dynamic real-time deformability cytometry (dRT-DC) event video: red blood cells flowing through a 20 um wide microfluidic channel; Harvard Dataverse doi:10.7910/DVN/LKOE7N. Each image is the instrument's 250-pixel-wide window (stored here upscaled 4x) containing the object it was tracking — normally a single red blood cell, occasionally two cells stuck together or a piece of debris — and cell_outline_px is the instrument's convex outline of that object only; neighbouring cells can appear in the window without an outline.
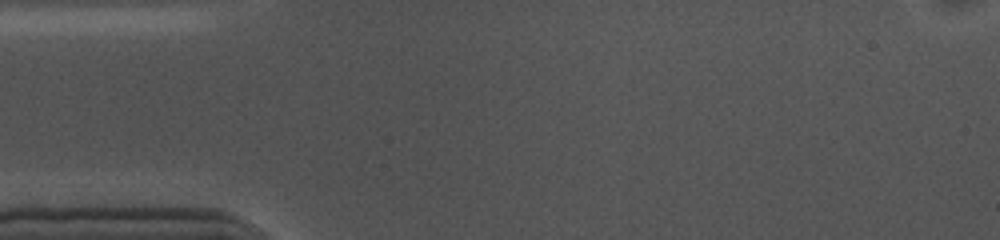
{"species": "common noctule bat (a hibernating species)", "species_latin": "Nyctalus noctula", "temperature_condition": "cold", "stored_images_in_passage": 3, "camera_frame_rate_fps": 3000, "um_per_image_px": 0.085, "animal": {"sex": "female", "body_mass_g": 10.0, "forearm_length_mm": 53.1}, "frame": {"image": 1, "passage_image": 1, "time_ms": 0.0, "image_size_px": [1000, 240], "cell_outline_px": [[176, 52], [160, 60], [44, 60], [24, 52], [24, 48], [76, 44], [132, 44], [164, 48]], "centroid_in_image_um": [8.44, 4.45], "position_along_channel_um": 76.6, "area_um2": 14.8}}